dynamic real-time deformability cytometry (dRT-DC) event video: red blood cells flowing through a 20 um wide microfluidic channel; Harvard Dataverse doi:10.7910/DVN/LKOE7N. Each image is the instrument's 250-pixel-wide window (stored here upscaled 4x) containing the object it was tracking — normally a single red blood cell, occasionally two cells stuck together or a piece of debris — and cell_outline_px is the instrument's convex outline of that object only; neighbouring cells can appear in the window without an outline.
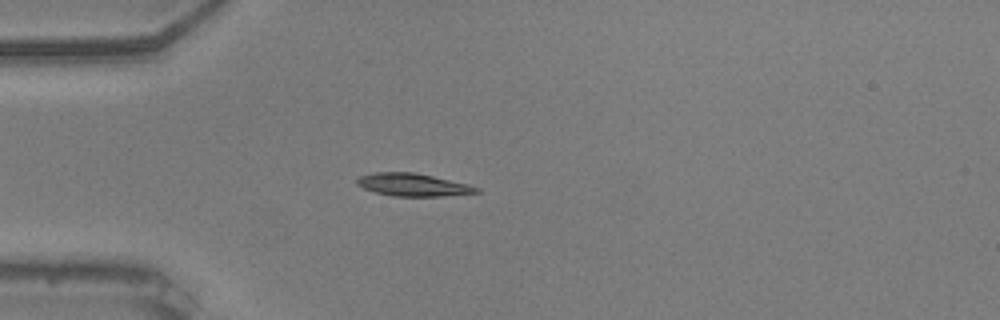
{"species": "common noctule bat (a hibernating species)", "species_latin": "Nyctalus noctula", "temperature_condition": "warm", "stored_images_in_passage": 41, "camera_frame_rate_fps": 3000, "um_per_image_px": 0.085, "animal": {"sex": "male", "body_mass_g": 20.5, "forearm_length_mm": 52.5}, "frame": {"image": 1, "passage_image": 1, "time_ms": 0.0, "image_size_px": [1000, 320], "cell_outline_px": [[480, 192], [444, 196], [392, 196], [376, 192], [364, 188], [356, 184], [356, 180], [360, 176], [376, 172], [412, 172], [432, 176], [468, 184], [480, 188]], "centroid_in_image_um": [35.1, 15.71], "position_along_channel_um": 49.9, "area_um2": 15.66}}
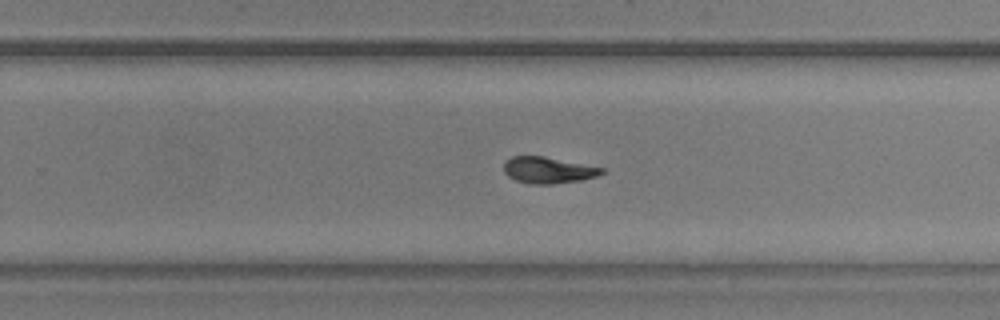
{"frame": {"image": 2, "passage_image": 21, "time_ms": 6.667, "image_size_px": [1000, 320], "cell_outline_px": [[604, 172], [596, 176], [580, 180], [552, 184], [528, 184], [516, 180], [508, 176], [504, 172], [504, 164], [512, 156], [544, 156], [604, 168]], "centroid_in_image_um": [46.58, 14.46], "position_along_channel_um": 283.2, "area_um2": 14.91}}
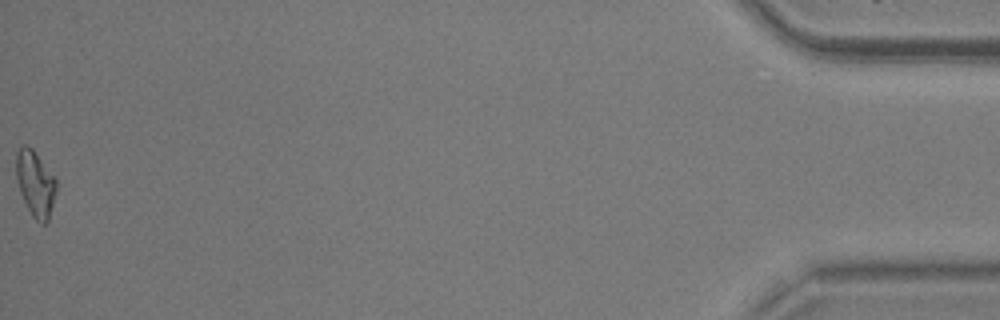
{"frame": {"image": 3, "passage_image": 41, "time_ms": 13.333, "image_size_px": [1000, 320], "cell_outline_px": [[60, 184], [48, 220], [44, 224], [40, 224], [32, 216], [20, 192], [16, 176], [16, 152], [24, 144], [28, 144], [32, 148], [56, 176]], "centroid_in_image_um": [3.06, 15.59], "position_along_channel_um": 432.1, "area_um2": 15.9}, "authors_computed_cell_mechanics": {"area_um2": 15.2014, "velocity_mm_per_s": 3.6945, "shape_relaxation_time_tau1_ms": 2.9736, "shape_relaxation_time_tau2_ms": 2.0354, "deformation_change_tau1": 0.1728, "deformation_change_tau2": 0.0652}}